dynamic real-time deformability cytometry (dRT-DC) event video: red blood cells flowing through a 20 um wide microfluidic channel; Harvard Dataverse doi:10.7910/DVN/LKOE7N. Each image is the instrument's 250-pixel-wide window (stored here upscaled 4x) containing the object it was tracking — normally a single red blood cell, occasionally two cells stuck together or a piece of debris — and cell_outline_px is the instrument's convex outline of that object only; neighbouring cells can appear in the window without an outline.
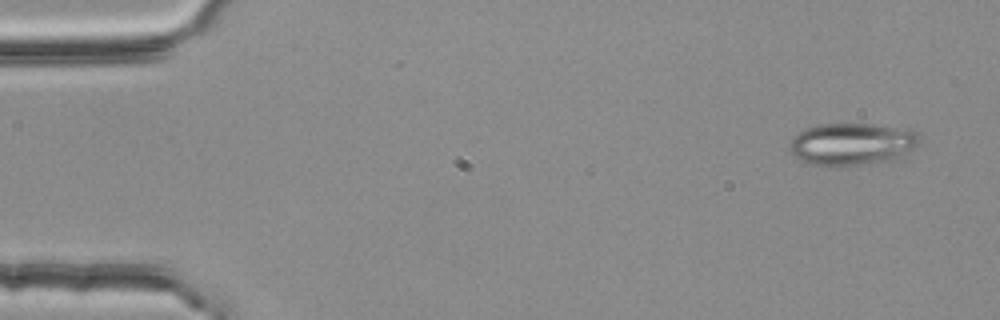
{"species": "common noctule bat (a hibernating species)", "species_latin": "Nyctalus noctula", "temperature_condition": "room temperature", "stored_images_in_passage": 15, "camera_frame_rate_fps": 3000, "um_per_image_px": 0.085, "animal": {"sex": "female", "body_mass_g": 25.1}, "frame": {"image": 1, "passage_image": 3, "time_ms": 0.667, "image_size_px": [1000, 320], "cell_outline_px": [[924, 140], [920, 144], [904, 156], [896, 160], [856, 164], [808, 164], [800, 160], [792, 152], [788, 144], [792, 136], [804, 128], [820, 124], [872, 124], [912, 128]], "centroid_in_image_um": [72.5, 12.2], "position_along_channel_um": 12.5, "area_um2": 32.25}}